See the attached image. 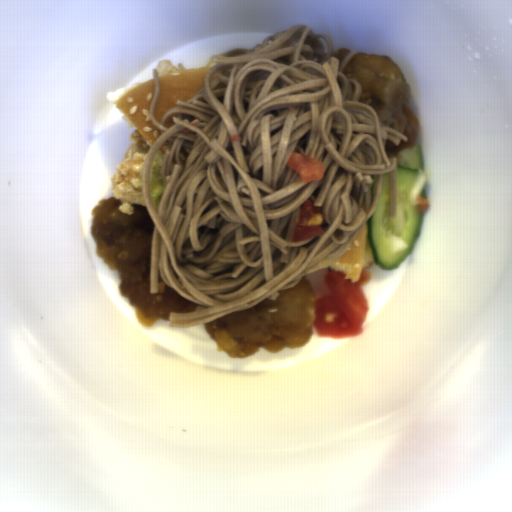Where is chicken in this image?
I'll return each instance as SVG.
<instances>
[{"mask_svg":"<svg viewBox=\"0 0 512 512\" xmlns=\"http://www.w3.org/2000/svg\"><path fill=\"white\" fill-rule=\"evenodd\" d=\"M122 200L104 198L91 210L90 234L96 253L110 270H117L119 290L136 309L138 321L149 326L170 321L171 312H194L199 304L166 284L159 270L158 293H150L152 239L155 224L147 206L133 203V213L120 211Z\"/></svg>","mask_w":512,"mask_h":512,"instance_id":"1","label":"chicken"},{"mask_svg":"<svg viewBox=\"0 0 512 512\" xmlns=\"http://www.w3.org/2000/svg\"><path fill=\"white\" fill-rule=\"evenodd\" d=\"M274 300L204 323L219 352L248 358L260 350L277 353L309 341L316 319L313 285L304 275L294 288L278 290Z\"/></svg>","mask_w":512,"mask_h":512,"instance_id":"2","label":"chicken"},{"mask_svg":"<svg viewBox=\"0 0 512 512\" xmlns=\"http://www.w3.org/2000/svg\"><path fill=\"white\" fill-rule=\"evenodd\" d=\"M351 58L343 75L362 84L359 102L371 106L385 125L408 138L397 146L386 140L387 158H397L405 148H414L419 133V121L408 107L413 92L398 64L389 55H368L365 52Z\"/></svg>","mask_w":512,"mask_h":512,"instance_id":"3","label":"chicken"},{"mask_svg":"<svg viewBox=\"0 0 512 512\" xmlns=\"http://www.w3.org/2000/svg\"><path fill=\"white\" fill-rule=\"evenodd\" d=\"M353 50L347 48V47H343V48H340V49H337L336 51L333 52L334 56L338 58L339 60V66L341 65L342 61L344 60V58L350 54Z\"/></svg>","mask_w":512,"mask_h":512,"instance_id":"4","label":"chicken"}]
</instances>
